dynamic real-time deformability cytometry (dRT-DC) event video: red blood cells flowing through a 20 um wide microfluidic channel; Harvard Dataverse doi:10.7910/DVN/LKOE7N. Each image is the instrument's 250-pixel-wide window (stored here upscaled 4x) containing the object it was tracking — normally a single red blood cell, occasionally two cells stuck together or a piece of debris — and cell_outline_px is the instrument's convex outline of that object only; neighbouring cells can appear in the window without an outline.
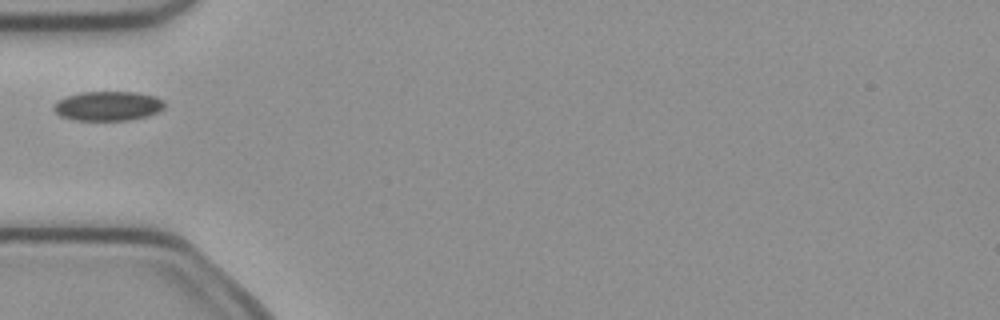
{"species": "common noctule bat (a hibernating species)", "species_latin": "Nyctalus noctula", "temperature_condition": "cold", "stored_images_in_passage": 4, "camera_frame_rate_fps": 3000, "um_per_image_px": 0.085, "animal": {"sex": "female", "body_mass_g": 21.9}, "frame": {"image": 1, "passage_image": 3, "time_ms": 0.667, "image_size_px": [1000, 320], "cell_outline_px": [[164, 108], [148, 116], [128, 120], [76, 120], [60, 116], [52, 108], [52, 104], [68, 96], [80, 92], [136, 92], [156, 96], [164, 100]], "centroid_in_image_um": [9.18, 9.0], "position_along_channel_um": 75.8, "area_um2": 19.02}}